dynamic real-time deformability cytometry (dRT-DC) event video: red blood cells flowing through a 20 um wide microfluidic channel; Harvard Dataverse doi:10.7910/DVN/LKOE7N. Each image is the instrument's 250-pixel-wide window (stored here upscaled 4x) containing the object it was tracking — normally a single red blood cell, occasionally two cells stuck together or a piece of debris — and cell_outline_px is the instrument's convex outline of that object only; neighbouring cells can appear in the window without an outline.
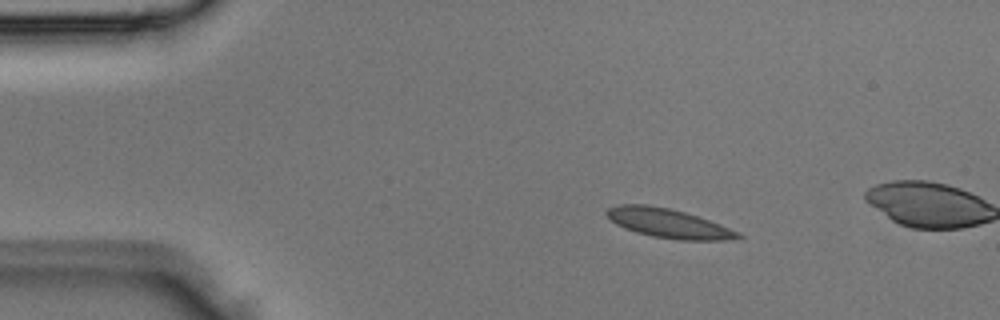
{"species": "Egyptian fruit bat (a non-hibernating species)", "species_latin": "Rousettus aegyptiacus", "temperature_condition": "room temperature", "stored_images_in_passage": 3, "camera_frame_rate_fps": 3000, "um_per_image_px": 0.085, "animal": {"sex": "male"}, "frame": {"image": 1, "passage_image": 1, "time_ms": 0.0, "image_size_px": [1000, 320], "cell_outline_px": [[744, 236], [724, 240], [680, 240], [652, 236], [636, 232], [624, 228], [616, 224], [604, 212], [608, 208], [620, 204], [644, 204], [668, 208], [684, 212], [720, 224], [740, 232]], "centroid_in_image_um": [56.8, 18.98], "position_along_channel_um": 28.2, "area_um2": 22.08}}